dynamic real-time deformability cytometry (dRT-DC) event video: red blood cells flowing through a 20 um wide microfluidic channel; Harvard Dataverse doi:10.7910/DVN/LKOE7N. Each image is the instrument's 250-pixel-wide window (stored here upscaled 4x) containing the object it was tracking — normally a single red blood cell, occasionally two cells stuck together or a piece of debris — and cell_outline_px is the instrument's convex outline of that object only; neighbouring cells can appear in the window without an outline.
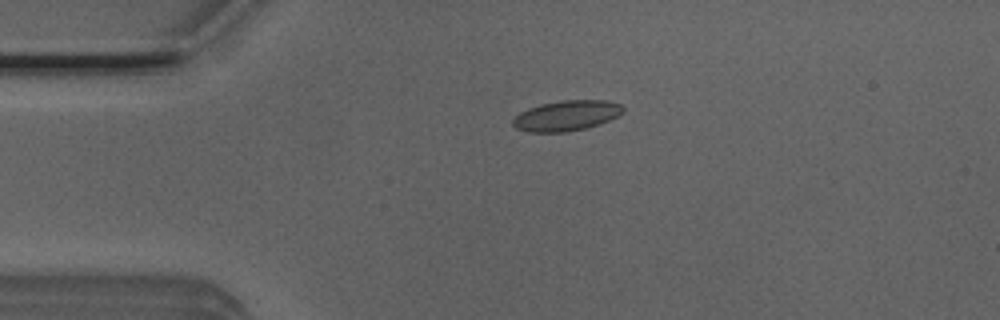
{"species": "Egyptian fruit bat (a non-hibernating species)", "species_latin": "Rousettus aegyptiacus", "temperature_condition": "room temperature", "stored_images_in_passage": 4, "camera_frame_rate_fps": 3000, "um_per_image_px": 0.085, "animal": {"sex": "male"}, "frame": {"image": 1, "passage_image": 3, "time_ms": 0.667, "image_size_px": [1000, 320], "cell_outline_px": [[624, 112], [600, 124], [584, 128], [564, 132], [528, 132], [516, 128], [512, 124], [512, 120], [520, 112], [528, 108], [540, 104], [560, 100], [604, 100], [620, 104], [624, 108]], "centroid_in_image_um": [48.13, 9.82], "position_along_channel_um": 36.9, "area_um2": 19.42}}